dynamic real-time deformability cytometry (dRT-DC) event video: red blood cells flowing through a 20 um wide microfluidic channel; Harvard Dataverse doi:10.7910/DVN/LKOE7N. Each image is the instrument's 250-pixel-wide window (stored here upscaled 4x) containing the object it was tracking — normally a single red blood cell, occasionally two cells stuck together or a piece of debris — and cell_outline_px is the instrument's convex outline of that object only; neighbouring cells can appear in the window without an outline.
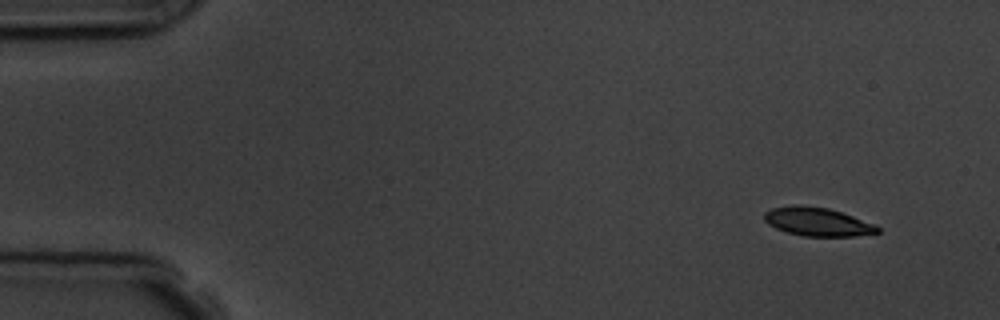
{"species": "common noctule bat (a hibernating species)", "species_latin": "Nyctalus noctula", "temperature_condition": "room temperature", "stored_images_in_passage": 5, "camera_frame_rate_fps": 3000, "um_per_image_px": 0.085, "animal": {"sex": "male", "body_mass_g": 19.5, "forearm_length_mm": 54.6}, "frame": {"image": 1, "passage_image": 1, "time_ms": 0.0, "image_size_px": [1000, 320], "cell_outline_px": [[880, 232], [856, 236], [804, 236], [788, 232], [776, 228], [768, 224], [764, 220], [764, 212], [772, 208], [800, 204], [828, 208], [852, 216], [872, 224], [880, 228]], "centroid_in_image_um": [69.45, 18.85], "position_along_channel_um": 15.6, "area_um2": 18.61}}
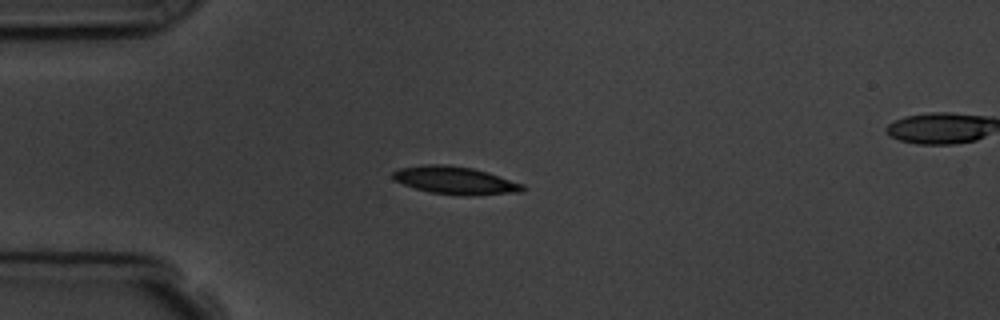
{"frame": {"image": 2, "passage_image": 3, "time_ms": 3.333, "image_size_px": [1000, 320], "cell_outline_px": [[524, 192], [468, 196], [432, 192], [416, 188], [404, 184], [396, 180], [392, 176], [392, 172], [400, 168], [424, 164], [444, 164], [472, 168], [488, 172], [524, 184]], "centroid_in_image_um": [38.74, 15.33], "position_along_channel_um": 46.3, "area_um2": 20.87}}